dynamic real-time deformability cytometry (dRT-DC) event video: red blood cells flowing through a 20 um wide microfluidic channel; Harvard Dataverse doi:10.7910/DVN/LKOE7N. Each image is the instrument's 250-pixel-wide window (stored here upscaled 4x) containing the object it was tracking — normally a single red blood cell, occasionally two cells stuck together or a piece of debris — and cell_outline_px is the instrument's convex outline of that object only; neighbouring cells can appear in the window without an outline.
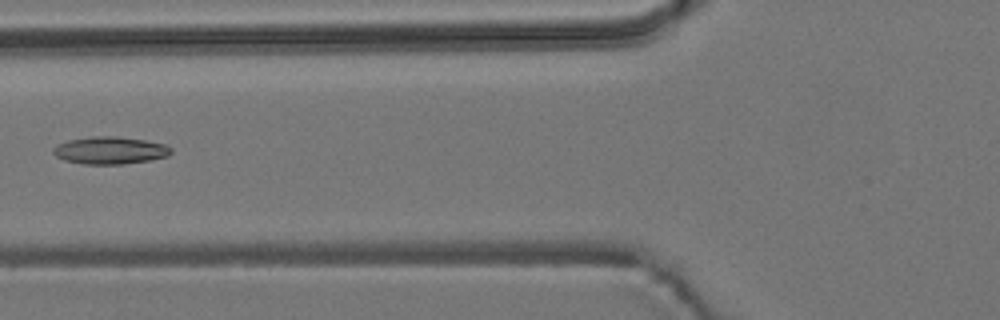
{"species": "common noctule bat (a hibernating species)", "species_latin": "Nyctalus noctula", "temperature_condition": "room temperature", "stored_images_in_passage": 6, "camera_frame_rate_fps": 3000, "um_per_image_px": 0.085, "animal": {"sex": "male", "body_mass_g": 19.2, "forearm_length_mm": 51.8}, "frame": {"image": 1, "passage_image": 6, "time_ms": 6.0, "image_size_px": [1000, 320], "cell_outline_px": [[172, 152], [168, 156], [152, 160], [124, 164], [84, 164], [64, 160], [56, 156], [52, 152], [52, 148], [56, 144], [68, 140], [92, 136], [116, 136], [144, 140], [164, 144], [172, 148]], "centroid_in_image_um": [9.34, 12.78], "position_along_channel_um": 116.5, "area_um2": 18.96}}